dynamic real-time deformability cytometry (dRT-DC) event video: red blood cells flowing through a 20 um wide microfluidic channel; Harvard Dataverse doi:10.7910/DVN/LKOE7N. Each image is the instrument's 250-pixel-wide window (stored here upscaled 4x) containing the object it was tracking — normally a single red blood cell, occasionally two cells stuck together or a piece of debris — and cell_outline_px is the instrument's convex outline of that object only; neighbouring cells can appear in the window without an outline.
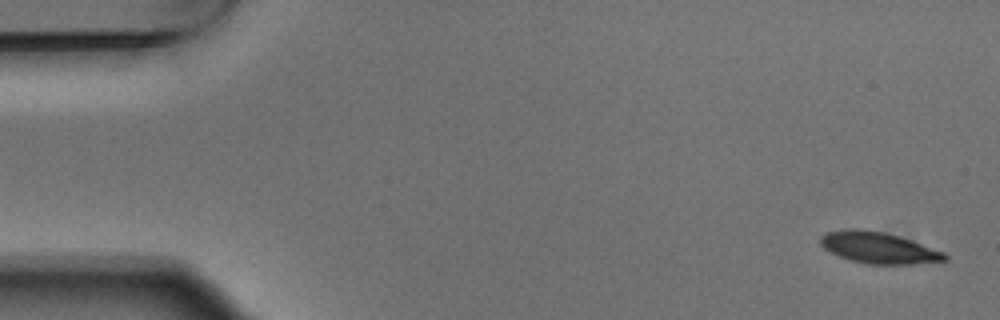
{"species": "Egyptian fruit bat (a non-hibernating species)", "species_latin": "Rousettus aegyptiacus", "temperature_condition": "warm", "stored_images_in_passage": 6, "segment_of_instrument_passage": [1, 2], "camera_frame_rate_fps": 3000, "um_per_image_px": 0.085, "animal": {"sex": "male"}, "frame": {"image": 1, "passage_image": 1, "time_ms": 0.0, "image_size_px": [1000, 320], "cell_outline_px": [[948, 260], [912, 264], [868, 264], [852, 260], [840, 256], [824, 248], [820, 244], [820, 236], [828, 232], [848, 228], [860, 228], [884, 232], [900, 236], [912, 240], [944, 252], [948, 256]], "centroid_in_image_um": [74.69, 21.04], "position_along_channel_um": 10.3, "area_um2": 22.66}}
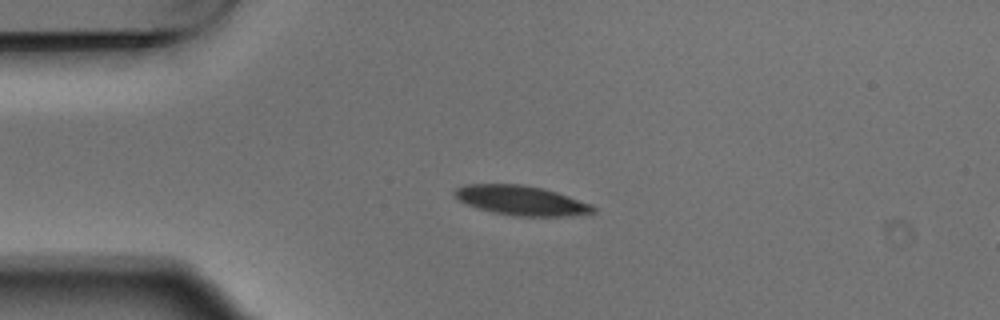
{"frame": {"image": 2, "passage_image": 4, "time_ms": 1.0, "image_size_px": [1000, 320], "cell_outline_px": [[596, 212], [568, 216], [512, 216], [492, 212], [468, 204], [460, 200], [452, 192], [456, 188], [464, 184], [524, 184], [544, 188], [592, 204], [596, 208]], "centroid_in_image_um": [44.32, 17.03], "position_along_channel_um": 40.7, "area_um2": 23.87}}